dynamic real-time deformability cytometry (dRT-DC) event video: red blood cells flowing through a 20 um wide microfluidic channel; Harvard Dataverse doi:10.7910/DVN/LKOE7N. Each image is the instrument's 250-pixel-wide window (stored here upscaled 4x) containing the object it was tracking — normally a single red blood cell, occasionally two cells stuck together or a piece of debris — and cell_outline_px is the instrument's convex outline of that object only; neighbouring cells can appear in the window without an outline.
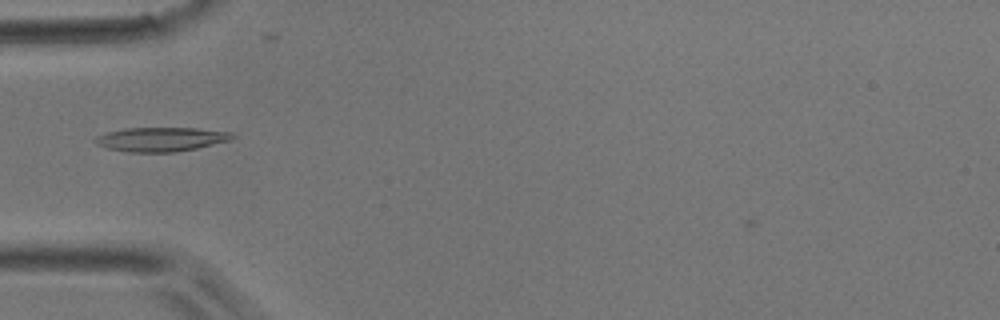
{"species": "common noctule bat (a hibernating species)", "species_latin": "Nyctalus noctula", "temperature_condition": "room temperature", "stored_images_in_passage": 2, "camera_frame_rate_fps": 3000, "um_per_image_px": 0.085, "animal": {"sex": "male", "body_mass_g": 17.9}, "frame": {"image": 1, "passage_image": 1, "time_ms": 0.0, "image_size_px": [1000, 320], "cell_outline_px": [[236, 136], [232, 140], [196, 148], [176, 152], [128, 152], [108, 148], [96, 144], [92, 140], [96, 136], [108, 132], [124, 128], [196, 128], [232, 132]], "centroid_in_image_um": [13.7, 11.84], "position_along_channel_um": 71.3, "area_um2": 19.36}}
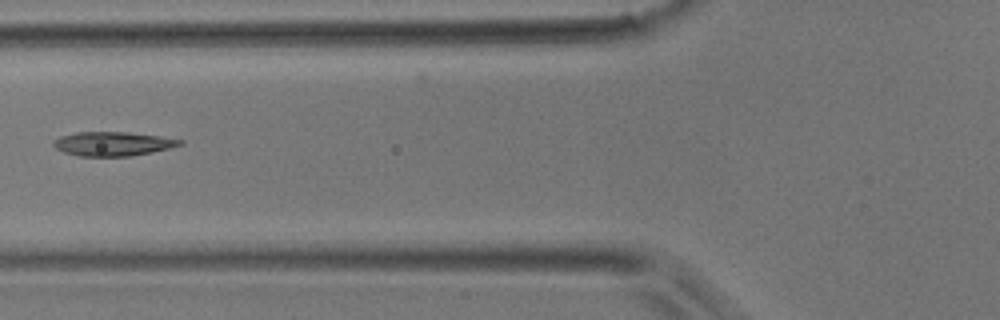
{"frame": {"image": 2, "passage_image": 2, "time_ms": 0.333, "image_size_px": [1000, 320], "cell_outline_px": [[184, 144], [152, 152], [132, 156], [80, 156], [64, 152], [56, 148], [52, 144], [52, 140], [60, 136], [76, 132], [128, 132], [160, 136], [184, 140]], "centroid_in_image_um": [9.58, 12.22], "position_along_channel_um": 116.2, "area_um2": 17.8}}